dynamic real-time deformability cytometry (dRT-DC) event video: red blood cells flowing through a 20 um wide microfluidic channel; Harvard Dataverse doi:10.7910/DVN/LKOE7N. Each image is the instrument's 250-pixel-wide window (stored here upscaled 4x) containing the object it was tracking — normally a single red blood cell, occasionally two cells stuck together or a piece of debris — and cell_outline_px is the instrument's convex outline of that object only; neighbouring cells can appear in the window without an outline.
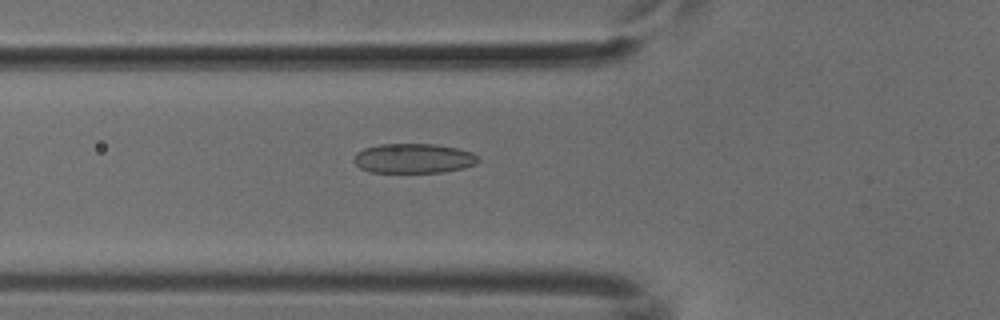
{"species": "common noctule bat (a hibernating species)", "species_latin": "Nyctalus noctula", "temperature_condition": "cold", "stored_images_in_passage": 43, "camera_frame_rate_fps": 3000, "um_per_image_px": 0.085, "animal": {"sex": "male", "body_mass_g": 18.8}, "frame": {"image": 1, "passage_image": 10, "time_ms": 3.0, "image_size_px": [1000, 320], "cell_outline_px": [[480, 160], [476, 164], [464, 168], [444, 172], [372, 172], [360, 168], [352, 160], [352, 156], [356, 152], [364, 148], [380, 144], [436, 144], [460, 148], [472, 152]], "centroid_in_image_um": [35.15, 13.45], "position_along_channel_um": 90.7, "area_um2": 21.73}}
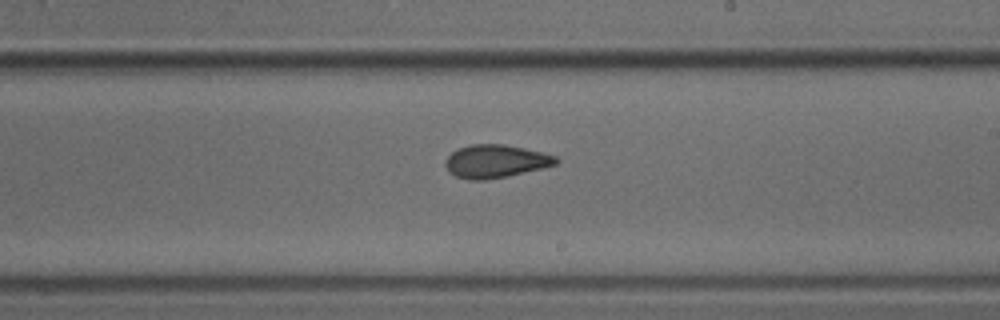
{"frame": {"image": 2, "passage_image": 22, "time_ms": 7.0, "image_size_px": [1000, 320], "cell_outline_px": [[560, 160], [556, 164], [508, 176], [484, 180], [468, 180], [456, 176], [448, 172], [444, 164], [444, 160], [452, 152], [460, 148], [472, 144], [504, 144], [524, 148], [556, 156]], "centroid_in_image_um": [42.08, 13.71], "position_along_channel_um": 246.9, "area_um2": 21.21}}
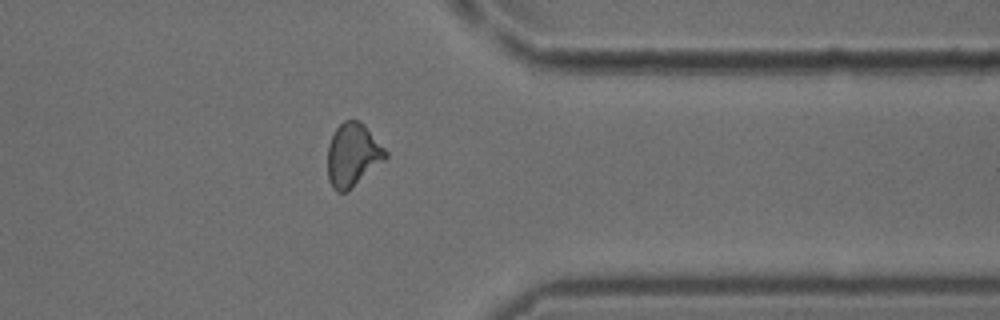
{"frame": {"image": 3, "passage_image": 33, "time_ms": 10.667, "image_size_px": [1000, 320], "cell_outline_px": [[388, 156], [384, 160], [348, 192], [336, 192], [332, 188], [328, 180], [328, 144], [336, 128], [344, 120], [360, 120], [364, 124], [388, 152]], "centroid_in_image_um": [29.97, 13.18], "position_along_channel_um": 381.4, "area_um2": 21.44}}